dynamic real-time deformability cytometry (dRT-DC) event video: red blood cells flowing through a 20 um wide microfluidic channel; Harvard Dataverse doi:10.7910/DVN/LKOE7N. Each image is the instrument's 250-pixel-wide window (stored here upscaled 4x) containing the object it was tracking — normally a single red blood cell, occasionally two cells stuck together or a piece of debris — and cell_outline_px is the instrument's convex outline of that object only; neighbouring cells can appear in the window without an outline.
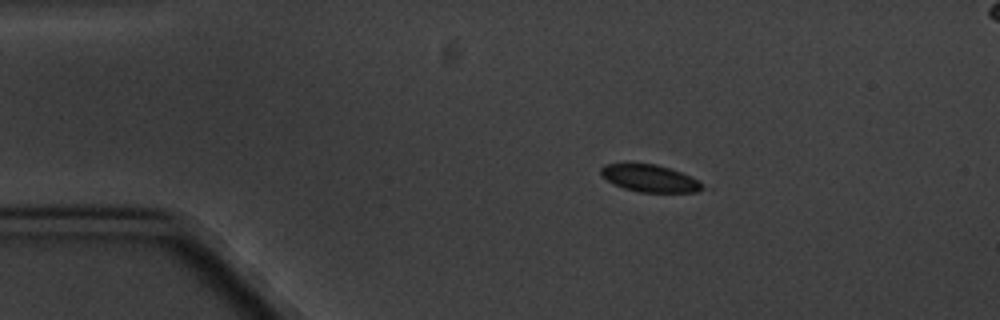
{"species": "common noctule bat (a hibernating species)", "species_latin": "Nyctalus noctula", "temperature_condition": "cold", "stored_images_in_passage": 5, "camera_frame_rate_fps": 3000, "um_per_image_px": 0.085, "animal": {"sex": "male", "body_mass_g": 20.1, "forearm_length_mm": 53.5}, "frame": {"image": 1, "passage_image": 2, "time_ms": 2.0, "image_size_px": [1000, 320], "cell_outline_px": [[704, 188], [696, 192], [640, 192], [624, 188], [608, 180], [600, 172], [600, 168], [604, 164], [656, 164], [680, 172], [696, 180]], "centroid_in_image_um": [55.21, 15.16], "position_along_channel_um": 29.8, "area_um2": 15.55}}